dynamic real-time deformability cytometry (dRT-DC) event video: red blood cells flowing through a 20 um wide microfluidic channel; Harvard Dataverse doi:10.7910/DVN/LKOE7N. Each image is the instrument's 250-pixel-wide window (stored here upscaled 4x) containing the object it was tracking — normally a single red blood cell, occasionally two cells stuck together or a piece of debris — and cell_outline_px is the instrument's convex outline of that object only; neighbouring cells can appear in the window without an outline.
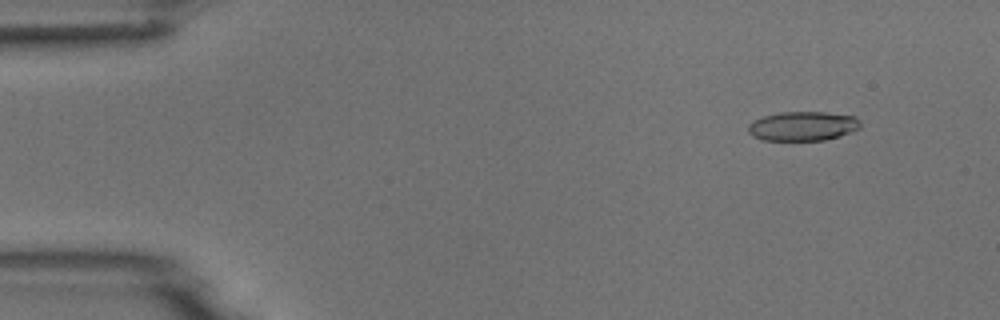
{"species": "common noctule bat (a hibernating species)", "species_latin": "Nyctalus noctula", "temperature_condition": "room temperature", "stored_images_in_passage": 5, "camera_frame_rate_fps": 3000, "um_per_image_px": 0.085, "animal": {"sex": "male", "body_mass_g": 18.8}, "frame": {"image": 1, "passage_image": 2, "time_ms": 1.333, "image_size_px": [1000, 320], "cell_outline_px": [[860, 128], [852, 132], [840, 136], [824, 140], [764, 140], [752, 136], [748, 132], [748, 124], [752, 120], [764, 116], [780, 112], [824, 112], [856, 116], [860, 120]], "centroid_in_image_um": [68.24, 10.71], "position_along_channel_um": 16.8, "area_um2": 19.31}}
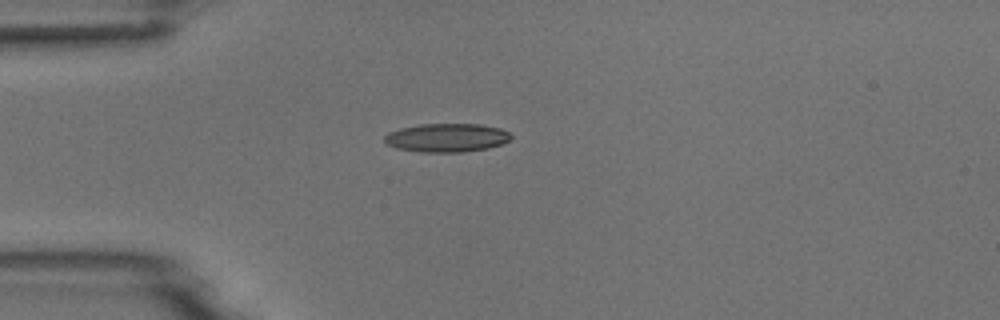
{"frame": {"image": 2, "passage_image": 4, "time_ms": 4.333, "image_size_px": [1000, 320], "cell_outline_px": [[512, 136], [508, 140], [500, 144], [488, 148], [460, 152], [420, 152], [396, 148], [388, 144], [384, 140], [384, 136], [388, 132], [400, 128], [420, 124], [480, 124], [500, 128], [508, 132]], "centroid_in_image_um": [37.94, 11.7], "position_along_channel_um": 47.1, "area_um2": 20.98}}